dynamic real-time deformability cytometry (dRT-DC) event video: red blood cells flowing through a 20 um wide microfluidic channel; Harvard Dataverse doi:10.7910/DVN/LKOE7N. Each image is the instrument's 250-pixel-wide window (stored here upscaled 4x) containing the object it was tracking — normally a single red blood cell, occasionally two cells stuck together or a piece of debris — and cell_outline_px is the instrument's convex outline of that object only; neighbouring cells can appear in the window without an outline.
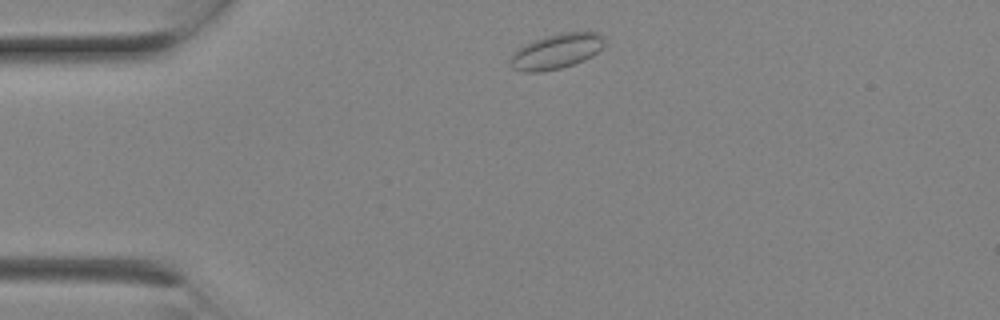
{"species": "Egyptian fruit bat (a non-hibernating species)", "species_latin": "Rousettus aegyptiacus", "temperature_condition": "room temperature", "stored_images_in_passage": 2, "segment_of_instrument_passage": [1, 2], "camera_frame_rate_fps": 3000, "um_per_image_px": 0.085, "animal": {"sex": "female"}, "frame": {"image": 1, "passage_image": 1, "time_ms": 0.0, "image_size_px": [1000, 320], "cell_outline_px": [[604, 44], [592, 56], [584, 60], [560, 68], [540, 72], [524, 72], [512, 68], [508, 64], [512, 52], [532, 40], [544, 36], [560, 32], [600, 32], [604, 36]], "centroid_in_image_um": [47.25, 4.35], "position_along_channel_um": 37.7, "area_um2": 19.42}}